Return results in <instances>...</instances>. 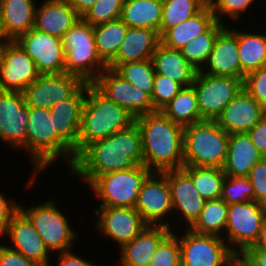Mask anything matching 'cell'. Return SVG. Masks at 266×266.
Here are the masks:
<instances>
[{
  "label": "cell",
  "mask_w": 266,
  "mask_h": 266,
  "mask_svg": "<svg viewBox=\"0 0 266 266\" xmlns=\"http://www.w3.org/2000/svg\"><path fill=\"white\" fill-rule=\"evenodd\" d=\"M143 165L142 137L134 122L107 138L88 145L68 172L89 186L97 177Z\"/></svg>",
  "instance_id": "1"
},
{
  "label": "cell",
  "mask_w": 266,
  "mask_h": 266,
  "mask_svg": "<svg viewBox=\"0 0 266 266\" xmlns=\"http://www.w3.org/2000/svg\"><path fill=\"white\" fill-rule=\"evenodd\" d=\"M140 129L143 165L151 172L181 169L184 163V127L175 124L161 111L135 118Z\"/></svg>",
  "instance_id": "2"
},
{
  "label": "cell",
  "mask_w": 266,
  "mask_h": 266,
  "mask_svg": "<svg viewBox=\"0 0 266 266\" xmlns=\"http://www.w3.org/2000/svg\"><path fill=\"white\" fill-rule=\"evenodd\" d=\"M28 141L20 148L28 153L32 162V174L26 181L29 189L36 185V179L43 170L56 163L65 161L69 170L75 161L73 149L57 134L54 129V117L50 109L29 107L27 123ZM38 177V178H37Z\"/></svg>",
  "instance_id": "3"
},
{
  "label": "cell",
  "mask_w": 266,
  "mask_h": 266,
  "mask_svg": "<svg viewBox=\"0 0 266 266\" xmlns=\"http://www.w3.org/2000/svg\"><path fill=\"white\" fill-rule=\"evenodd\" d=\"M134 122L135 118L127 110L106 97L94 84L87 83L78 136V155L88 145L107 138Z\"/></svg>",
  "instance_id": "4"
},
{
  "label": "cell",
  "mask_w": 266,
  "mask_h": 266,
  "mask_svg": "<svg viewBox=\"0 0 266 266\" xmlns=\"http://www.w3.org/2000/svg\"><path fill=\"white\" fill-rule=\"evenodd\" d=\"M229 134L215 120H203L184 127L183 166L223 168Z\"/></svg>",
  "instance_id": "5"
},
{
  "label": "cell",
  "mask_w": 266,
  "mask_h": 266,
  "mask_svg": "<svg viewBox=\"0 0 266 266\" xmlns=\"http://www.w3.org/2000/svg\"><path fill=\"white\" fill-rule=\"evenodd\" d=\"M61 39L65 51V73L93 84L108 67L97 52L93 26L80 18Z\"/></svg>",
  "instance_id": "6"
},
{
  "label": "cell",
  "mask_w": 266,
  "mask_h": 266,
  "mask_svg": "<svg viewBox=\"0 0 266 266\" xmlns=\"http://www.w3.org/2000/svg\"><path fill=\"white\" fill-rule=\"evenodd\" d=\"M56 202L54 198H50L43 204L41 201L40 204H30L29 207H23L19 203V210L32 223L51 254L74 250V242L79 237Z\"/></svg>",
  "instance_id": "7"
},
{
  "label": "cell",
  "mask_w": 266,
  "mask_h": 266,
  "mask_svg": "<svg viewBox=\"0 0 266 266\" xmlns=\"http://www.w3.org/2000/svg\"><path fill=\"white\" fill-rule=\"evenodd\" d=\"M184 230L172 231L179 238L181 266H238V256L224 238Z\"/></svg>",
  "instance_id": "8"
},
{
  "label": "cell",
  "mask_w": 266,
  "mask_h": 266,
  "mask_svg": "<svg viewBox=\"0 0 266 266\" xmlns=\"http://www.w3.org/2000/svg\"><path fill=\"white\" fill-rule=\"evenodd\" d=\"M151 171L144 165L97 177L88 187L100 200L99 207L134 208L141 185Z\"/></svg>",
  "instance_id": "9"
},
{
  "label": "cell",
  "mask_w": 266,
  "mask_h": 266,
  "mask_svg": "<svg viewBox=\"0 0 266 266\" xmlns=\"http://www.w3.org/2000/svg\"><path fill=\"white\" fill-rule=\"evenodd\" d=\"M265 216L266 206L255 201L228 205L223 238L237 256L255 244Z\"/></svg>",
  "instance_id": "10"
},
{
  "label": "cell",
  "mask_w": 266,
  "mask_h": 266,
  "mask_svg": "<svg viewBox=\"0 0 266 266\" xmlns=\"http://www.w3.org/2000/svg\"><path fill=\"white\" fill-rule=\"evenodd\" d=\"M203 120H216L223 109L243 90V80L197 72L194 83Z\"/></svg>",
  "instance_id": "11"
},
{
  "label": "cell",
  "mask_w": 266,
  "mask_h": 266,
  "mask_svg": "<svg viewBox=\"0 0 266 266\" xmlns=\"http://www.w3.org/2000/svg\"><path fill=\"white\" fill-rule=\"evenodd\" d=\"M134 208L149 225H165L171 228L173 205L169 182L164 172H151L147 176L141 185ZM168 216L170 218L165 219Z\"/></svg>",
  "instance_id": "12"
},
{
  "label": "cell",
  "mask_w": 266,
  "mask_h": 266,
  "mask_svg": "<svg viewBox=\"0 0 266 266\" xmlns=\"http://www.w3.org/2000/svg\"><path fill=\"white\" fill-rule=\"evenodd\" d=\"M85 82L68 73L41 74L23 91L28 107L51 109L54 105L72 97Z\"/></svg>",
  "instance_id": "13"
},
{
  "label": "cell",
  "mask_w": 266,
  "mask_h": 266,
  "mask_svg": "<svg viewBox=\"0 0 266 266\" xmlns=\"http://www.w3.org/2000/svg\"><path fill=\"white\" fill-rule=\"evenodd\" d=\"M96 231L121 248L138 236L149 224L135 210L128 207H97Z\"/></svg>",
  "instance_id": "14"
},
{
  "label": "cell",
  "mask_w": 266,
  "mask_h": 266,
  "mask_svg": "<svg viewBox=\"0 0 266 266\" xmlns=\"http://www.w3.org/2000/svg\"><path fill=\"white\" fill-rule=\"evenodd\" d=\"M93 84L134 118L154 112L151 96L125 80L112 68L104 69Z\"/></svg>",
  "instance_id": "15"
},
{
  "label": "cell",
  "mask_w": 266,
  "mask_h": 266,
  "mask_svg": "<svg viewBox=\"0 0 266 266\" xmlns=\"http://www.w3.org/2000/svg\"><path fill=\"white\" fill-rule=\"evenodd\" d=\"M34 60L40 74L65 73L62 39L32 28L15 40Z\"/></svg>",
  "instance_id": "16"
},
{
  "label": "cell",
  "mask_w": 266,
  "mask_h": 266,
  "mask_svg": "<svg viewBox=\"0 0 266 266\" xmlns=\"http://www.w3.org/2000/svg\"><path fill=\"white\" fill-rule=\"evenodd\" d=\"M28 118L23 92L0 91V141L19 150L28 141Z\"/></svg>",
  "instance_id": "17"
},
{
  "label": "cell",
  "mask_w": 266,
  "mask_h": 266,
  "mask_svg": "<svg viewBox=\"0 0 266 266\" xmlns=\"http://www.w3.org/2000/svg\"><path fill=\"white\" fill-rule=\"evenodd\" d=\"M164 173L167 176L171 192L172 215L176 217L172 218L171 229L172 231L174 229V220L184 222L180 223L177 230L181 229L183 224L184 227L190 228L200 216L206 200L201 197L193 185L192 179L182 169L166 170Z\"/></svg>",
  "instance_id": "18"
},
{
  "label": "cell",
  "mask_w": 266,
  "mask_h": 266,
  "mask_svg": "<svg viewBox=\"0 0 266 266\" xmlns=\"http://www.w3.org/2000/svg\"><path fill=\"white\" fill-rule=\"evenodd\" d=\"M40 75L34 60L15 40H11L0 66V91L23 92Z\"/></svg>",
  "instance_id": "19"
},
{
  "label": "cell",
  "mask_w": 266,
  "mask_h": 266,
  "mask_svg": "<svg viewBox=\"0 0 266 266\" xmlns=\"http://www.w3.org/2000/svg\"><path fill=\"white\" fill-rule=\"evenodd\" d=\"M5 236L10 240L9 243H12V246H8L11 249L20 252L40 266H52L50 256L53 255L45 246L32 223L20 210L12 216L7 225Z\"/></svg>",
  "instance_id": "20"
},
{
  "label": "cell",
  "mask_w": 266,
  "mask_h": 266,
  "mask_svg": "<svg viewBox=\"0 0 266 266\" xmlns=\"http://www.w3.org/2000/svg\"><path fill=\"white\" fill-rule=\"evenodd\" d=\"M225 26L215 40L213 50L201 69L204 74L241 79V66L237 45V29Z\"/></svg>",
  "instance_id": "21"
},
{
  "label": "cell",
  "mask_w": 266,
  "mask_h": 266,
  "mask_svg": "<svg viewBox=\"0 0 266 266\" xmlns=\"http://www.w3.org/2000/svg\"><path fill=\"white\" fill-rule=\"evenodd\" d=\"M264 116L265 109L243 89L223 109L215 121L230 135L247 133Z\"/></svg>",
  "instance_id": "22"
},
{
  "label": "cell",
  "mask_w": 266,
  "mask_h": 266,
  "mask_svg": "<svg viewBox=\"0 0 266 266\" xmlns=\"http://www.w3.org/2000/svg\"><path fill=\"white\" fill-rule=\"evenodd\" d=\"M87 96L85 83L72 97L54 105L50 111L54 117V129L78 156V136L81 128L82 110Z\"/></svg>",
  "instance_id": "23"
},
{
  "label": "cell",
  "mask_w": 266,
  "mask_h": 266,
  "mask_svg": "<svg viewBox=\"0 0 266 266\" xmlns=\"http://www.w3.org/2000/svg\"><path fill=\"white\" fill-rule=\"evenodd\" d=\"M172 232L165 225H148L138 236L119 248L117 266H148L159 244Z\"/></svg>",
  "instance_id": "24"
},
{
  "label": "cell",
  "mask_w": 266,
  "mask_h": 266,
  "mask_svg": "<svg viewBox=\"0 0 266 266\" xmlns=\"http://www.w3.org/2000/svg\"><path fill=\"white\" fill-rule=\"evenodd\" d=\"M80 18L67 0H43L36 7L34 28L62 38Z\"/></svg>",
  "instance_id": "25"
},
{
  "label": "cell",
  "mask_w": 266,
  "mask_h": 266,
  "mask_svg": "<svg viewBox=\"0 0 266 266\" xmlns=\"http://www.w3.org/2000/svg\"><path fill=\"white\" fill-rule=\"evenodd\" d=\"M159 43L160 35L157 31L128 27L117 56L108 64V67L115 69L119 64L151 60Z\"/></svg>",
  "instance_id": "26"
},
{
  "label": "cell",
  "mask_w": 266,
  "mask_h": 266,
  "mask_svg": "<svg viewBox=\"0 0 266 266\" xmlns=\"http://www.w3.org/2000/svg\"><path fill=\"white\" fill-rule=\"evenodd\" d=\"M263 158L247 133L230 134L222 170L226 176L247 177L252 167Z\"/></svg>",
  "instance_id": "27"
},
{
  "label": "cell",
  "mask_w": 266,
  "mask_h": 266,
  "mask_svg": "<svg viewBox=\"0 0 266 266\" xmlns=\"http://www.w3.org/2000/svg\"><path fill=\"white\" fill-rule=\"evenodd\" d=\"M151 61L156 74H162L181 84L192 86L198 70L182 55L180 50L172 49L159 43Z\"/></svg>",
  "instance_id": "28"
},
{
  "label": "cell",
  "mask_w": 266,
  "mask_h": 266,
  "mask_svg": "<svg viewBox=\"0 0 266 266\" xmlns=\"http://www.w3.org/2000/svg\"><path fill=\"white\" fill-rule=\"evenodd\" d=\"M215 21L216 19L212 9L210 5L207 4L193 17L167 29L160 36V43L166 47L180 50L190 40L205 32Z\"/></svg>",
  "instance_id": "29"
},
{
  "label": "cell",
  "mask_w": 266,
  "mask_h": 266,
  "mask_svg": "<svg viewBox=\"0 0 266 266\" xmlns=\"http://www.w3.org/2000/svg\"><path fill=\"white\" fill-rule=\"evenodd\" d=\"M37 4L35 0H0L4 29L10 40L34 28Z\"/></svg>",
  "instance_id": "30"
},
{
  "label": "cell",
  "mask_w": 266,
  "mask_h": 266,
  "mask_svg": "<svg viewBox=\"0 0 266 266\" xmlns=\"http://www.w3.org/2000/svg\"><path fill=\"white\" fill-rule=\"evenodd\" d=\"M163 0H124L120 19L130 28L152 29L160 35Z\"/></svg>",
  "instance_id": "31"
},
{
  "label": "cell",
  "mask_w": 266,
  "mask_h": 266,
  "mask_svg": "<svg viewBox=\"0 0 266 266\" xmlns=\"http://www.w3.org/2000/svg\"><path fill=\"white\" fill-rule=\"evenodd\" d=\"M258 33L237 29L242 80L248 73L266 66V34H261L260 31Z\"/></svg>",
  "instance_id": "32"
},
{
  "label": "cell",
  "mask_w": 266,
  "mask_h": 266,
  "mask_svg": "<svg viewBox=\"0 0 266 266\" xmlns=\"http://www.w3.org/2000/svg\"><path fill=\"white\" fill-rule=\"evenodd\" d=\"M161 112L172 122L182 127L203 121L193 86L181 89Z\"/></svg>",
  "instance_id": "33"
},
{
  "label": "cell",
  "mask_w": 266,
  "mask_h": 266,
  "mask_svg": "<svg viewBox=\"0 0 266 266\" xmlns=\"http://www.w3.org/2000/svg\"><path fill=\"white\" fill-rule=\"evenodd\" d=\"M127 28L121 19L93 26L97 52L107 65L117 56Z\"/></svg>",
  "instance_id": "34"
},
{
  "label": "cell",
  "mask_w": 266,
  "mask_h": 266,
  "mask_svg": "<svg viewBox=\"0 0 266 266\" xmlns=\"http://www.w3.org/2000/svg\"><path fill=\"white\" fill-rule=\"evenodd\" d=\"M228 204L221 198L206 200L200 216L190 229L199 234L224 237Z\"/></svg>",
  "instance_id": "35"
},
{
  "label": "cell",
  "mask_w": 266,
  "mask_h": 266,
  "mask_svg": "<svg viewBox=\"0 0 266 266\" xmlns=\"http://www.w3.org/2000/svg\"><path fill=\"white\" fill-rule=\"evenodd\" d=\"M181 169L192 179L202 198L215 200L221 197L222 185L226 178L221 168L183 166Z\"/></svg>",
  "instance_id": "36"
},
{
  "label": "cell",
  "mask_w": 266,
  "mask_h": 266,
  "mask_svg": "<svg viewBox=\"0 0 266 266\" xmlns=\"http://www.w3.org/2000/svg\"><path fill=\"white\" fill-rule=\"evenodd\" d=\"M225 25L227 24H222L216 20L205 32L190 40L180 49L186 60L198 71H201L206 64L218 33Z\"/></svg>",
  "instance_id": "37"
},
{
  "label": "cell",
  "mask_w": 266,
  "mask_h": 266,
  "mask_svg": "<svg viewBox=\"0 0 266 266\" xmlns=\"http://www.w3.org/2000/svg\"><path fill=\"white\" fill-rule=\"evenodd\" d=\"M206 5L204 0H163L160 36L167 29L193 17Z\"/></svg>",
  "instance_id": "38"
},
{
  "label": "cell",
  "mask_w": 266,
  "mask_h": 266,
  "mask_svg": "<svg viewBox=\"0 0 266 266\" xmlns=\"http://www.w3.org/2000/svg\"><path fill=\"white\" fill-rule=\"evenodd\" d=\"M114 70L137 88L152 95L156 73L151 60L119 64Z\"/></svg>",
  "instance_id": "39"
},
{
  "label": "cell",
  "mask_w": 266,
  "mask_h": 266,
  "mask_svg": "<svg viewBox=\"0 0 266 266\" xmlns=\"http://www.w3.org/2000/svg\"><path fill=\"white\" fill-rule=\"evenodd\" d=\"M220 198L228 205L251 202L254 201V189L247 177L226 176Z\"/></svg>",
  "instance_id": "40"
},
{
  "label": "cell",
  "mask_w": 266,
  "mask_h": 266,
  "mask_svg": "<svg viewBox=\"0 0 266 266\" xmlns=\"http://www.w3.org/2000/svg\"><path fill=\"white\" fill-rule=\"evenodd\" d=\"M124 0H97L82 19L91 26L120 19Z\"/></svg>",
  "instance_id": "41"
},
{
  "label": "cell",
  "mask_w": 266,
  "mask_h": 266,
  "mask_svg": "<svg viewBox=\"0 0 266 266\" xmlns=\"http://www.w3.org/2000/svg\"><path fill=\"white\" fill-rule=\"evenodd\" d=\"M257 0H214L210 7L215 16V19L222 24H225L224 18H228L229 22L241 21V16L247 13L248 9H252V5ZM223 16V18H222ZM226 16V17H224ZM223 19V20H222Z\"/></svg>",
  "instance_id": "42"
},
{
  "label": "cell",
  "mask_w": 266,
  "mask_h": 266,
  "mask_svg": "<svg viewBox=\"0 0 266 266\" xmlns=\"http://www.w3.org/2000/svg\"><path fill=\"white\" fill-rule=\"evenodd\" d=\"M184 87L162 74H155L151 95L154 111H161Z\"/></svg>",
  "instance_id": "43"
},
{
  "label": "cell",
  "mask_w": 266,
  "mask_h": 266,
  "mask_svg": "<svg viewBox=\"0 0 266 266\" xmlns=\"http://www.w3.org/2000/svg\"><path fill=\"white\" fill-rule=\"evenodd\" d=\"M148 266H181L179 238L173 232L159 244Z\"/></svg>",
  "instance_id": "44"
},
{
  "label": "cell",
  "mask_w": 266,
  "mask_h": 266,
  "mask_svg": "<svg viewBox=\"0 0 266 266\" xmlns=\"http://www.w3.org/2000/svg\"><path fill=\"white\" fill-rule=\"evenodd\" d=\"M243 89L266 109V66L245 75Z\"/></svg>",
  "instance_id": "45"
},
{
  "label": "cell",
  "mask_w": 266,
  "mask_h": 266,
  "mask_svg": "<svg viewBox=\"0 0 266 266\" xmlns=\"http://www.w3.org/2000/svg\"><path fill=\"white\" fill-rule=\"evenodd\" d=\"M247 178L254 189V201L266 206V157L252 167Z\"/></svg>",
  "instance_id": "46"
},
{
  "label": "cell",
  "mask_w": 266,
  "mask_h": 266,
  "mask_svg": "<svg viewBox=\"0 0 266 266\" xmlns=\"http://www.w3.org/2000/svg\"><path fill=\"white\" fill-rule=\"evenodd\" d=\"M0 266H40L5 243L0 244Z\"/></svg>",
  "instance_id": "47"
},
{
  "label": "cell",
  "mask_w": 266,
  "mask_h": 266,
  "mask_svg": "<svg viewBox=\"0 0 266 266\" xmlns=\"http://www.w3.org/2000/svg\"><path fill=\"white\" fill-rule=\"evenodd\" d=\"M0 191V237H4L7 225L10 223L12 216L19 210V202L13 200V197H5Z\"/></svg>",
  "instance_id": "48"
},
{
  "label": "cell",
  "mask_w": 266,
  "mask_h": 266,
  "mask_svg": "<svg viewBox=\"0 0 266 266\" xmlns=\"http://www.w3.org/2000/svg\"><path fill=\"white\" fill-rule=\"evenodd\" d=\"M238 266H266V248H247L238 256Z\"/></svg>",
  "instance_id": "49"
},
{
  "label": "cell",
  "mask_w": 266,
  "mask_h": 266,
  "mask_svg": "<svg viewBox=\"0 0 266 266\" xmlns=\"http://www.w3.org/2000/svg\"><path fill=\"white\" fill-rule=\"evenodd\" d=\"M250 140L263 157H266V116L247 132Z\"/></svg>",
  "instance_id": "50"
},
{
  "label": "cell",
  "mask_w": 266,
  "mask_h": 266,
  "mask_svg": "<svg viewBox=\"0 0 266 266\" xmlns=\"http://www.w3.org/2000/svg\"><path fill=\"white\" fill-rule=\"evenodd\" d=\"M58 258L57 266H102L103 264H94L86 258L84 259L81 255L78 256L73 250L63 251L57 253Z\"/></svg>",
  "instance_id": "51"
},
{
  "label": "cell",
  "mask_w": 266,
  "mask_h": 266,
  "mask_svg": "<svg viewBox=\"0 0 266 266\" xmlns=\"http://www.w3.org/2000/svg\"><path fill=\"white\" fill-rule=\"evenodd\" d=\"M75 12L82 18L97 0H67Z\"/></svg>",
  "instance_id": "52"
},
{
  "label": "cell",
  "mask_w": 266,
  "mask_h": 266,
  "mask_svg": "<svg viewBox=\"0 0 266 266\" xmlns=\"http://www.w3.org/2000/svg\"><path fill=\"white\" fill-rule=\"evenodd\" d=\"M251 247L266 248V216L263 219L258 239L255 242V244L253 246H251Z\"/></svg>",
  "instance_id": "53"
},
{
  "label": "cell",
  "mask_w": 266,
  "mask_h": 266,
  "mask_svg": "<svg viewBox=\"0 0 266 266\" xmlns=\"http://www.w3.org/2000/svg\"><path fill=\"white\" fill-rule=\"evenodd\" d=\"M10 41V39H0V66L3 62L6 46Z\"/></svg>",
  "instance_id": "54"
},
{
  "label": "cell",
  "mask_w": 266,
  "mask_h": 266,
  "mask_svg": "<svg viewBox=\"0 0 266 266\" xmlns=\"http://www.w3.org/2000/svg\"><path fill=\"white\" fill-rule=\"evenodd\" d=\"M0 39H9L5 33L1 10H0Z\"/></svg>",
  "instance_id": "55"
},
{
  "label": "cell",
  "mask_w": 266,
  "mask_h": 266,
  "mask_svg": "<svg viewBox=\"0 0 266 266\" xmlns=\"http://www.w3.org/2000/svg\"><path fill=\"white\" fill-rule=\"evenodd\" d=\"M214 0H208V5H210Z\"/></svg>",
  "instance_id": "56"
}]
</instances>
